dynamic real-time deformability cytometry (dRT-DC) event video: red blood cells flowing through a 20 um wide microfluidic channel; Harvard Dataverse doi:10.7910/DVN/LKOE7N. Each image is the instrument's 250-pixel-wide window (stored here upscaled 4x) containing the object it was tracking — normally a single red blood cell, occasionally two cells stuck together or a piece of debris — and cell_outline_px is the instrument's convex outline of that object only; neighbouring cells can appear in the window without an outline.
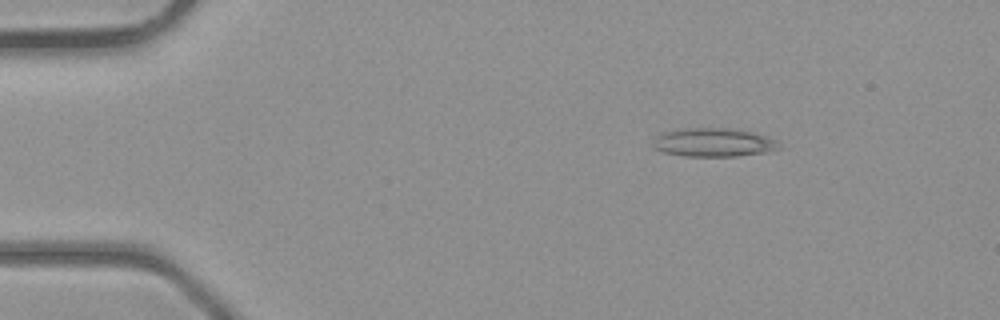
{"species": "common noctule bat (a hibernating species)", "species_latin": "Nyctalus noctula", "temperature_condition": "room temperature", "stored_images_in_passage": 3, "camera_frame_rate_fps": 3000, "um_per_image_px": 0.085, "animal": {"sex": "male", "body_mass_g": 23.1, "forearm_length_mm": 52.7}, "frame": {"image": 1, "passage_image": 1, "time_ms": 0.0, "image_size_px": [1000, 320], "cell_outline_px": [[780, 148], [768, 152], [736, 156], [684, 156], [664, 152], [656, 148], [652, 144], [656, 136], [660, 132], [692, 128], [736, 128], [756, 132], [776, 140]], "centroid_in_image_um": [60.68, 12.1], "position_along_channel_um": 24.3, "area_um2": 21.1}}
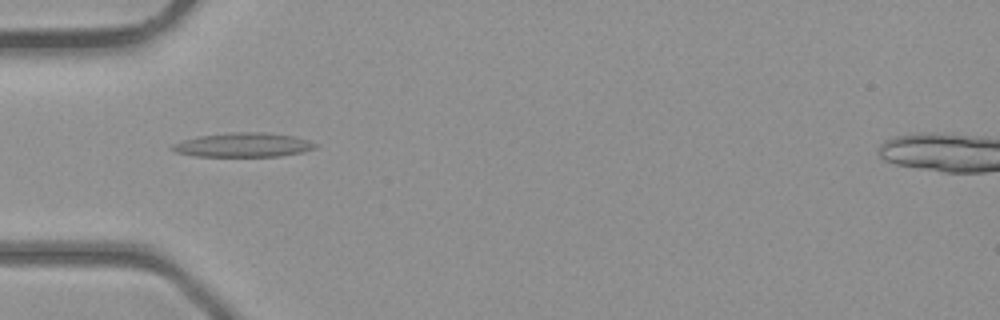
{"frame": {"image": 2, "passage_image": 3, "time_ms": 2.333, "image_size_px": [1000, 320], "cell_outline_px": [[320, 144], [316, 148], [304, 152], [280, 156], [196, 156], [176, 152], [172, 148], [172, 144], [184, 140], [200, 136], [232, 132], [260, 132], [292, 136], [308, 140]], "centroid_in_image_um": [20.74, 12.32], "position_along_channel_um": 64.3, "area_um2": 20.0}}